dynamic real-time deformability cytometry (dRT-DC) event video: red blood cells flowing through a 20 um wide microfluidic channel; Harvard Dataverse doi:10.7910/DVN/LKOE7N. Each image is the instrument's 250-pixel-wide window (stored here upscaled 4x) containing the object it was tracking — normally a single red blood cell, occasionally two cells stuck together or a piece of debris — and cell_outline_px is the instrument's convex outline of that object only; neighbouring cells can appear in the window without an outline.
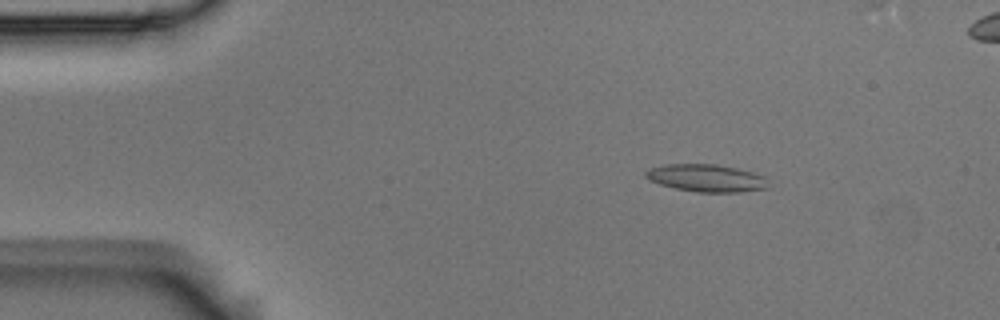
{"species": "Egyptian fruit bat (a non-hibernating species)", "species_latin": "Rousettus aegyptiacus", "temperature_condition": "room temperature", "stored_images_in_passage": 55, "segment_of_instrument_passage": [1, 2], "camera_frame_rate_fps": 3000, "um_per_image_px": 0.085, "animal": {"sex": "male"}, "frame": {"image": 1, "passage_image": 8, "time_ms": 2.333, "image_size_px": [1000, 320], "cell_outline_px": [[768, 188], [740, 192], [696, 192], [676, 188], [660, 184], [648, 180], [644, 176], [644, 172], [648, 168], [668, 164], [716, 164], [736, 168], [752, 172], [764, 176]], "centroid_in_image_um": [60.0, 15.13], "position_along_channel_um": 25.0, "area_um2": 19.59}}
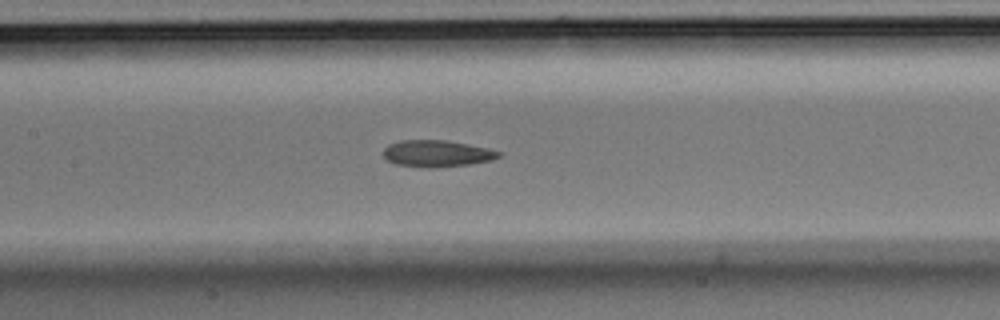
{"frame": {"image": 2, "passage_image": 25, "time_ms": 8.0, "image_size_px": [1000, 320], "cell_outline_px": [[504, 152], [500, 156], [492, 160], [468, 164], [432, 168], [428, 168], [396, 164], [388, 160], [384, 156], [384, 148], [388, 144], [400, 140], [444, 140], [468, 144], [488, 148]], "centroid_in_image_um": [37.15, 13.04], "position_along_channel_um": 170.2, "area_um2": 17.92}}
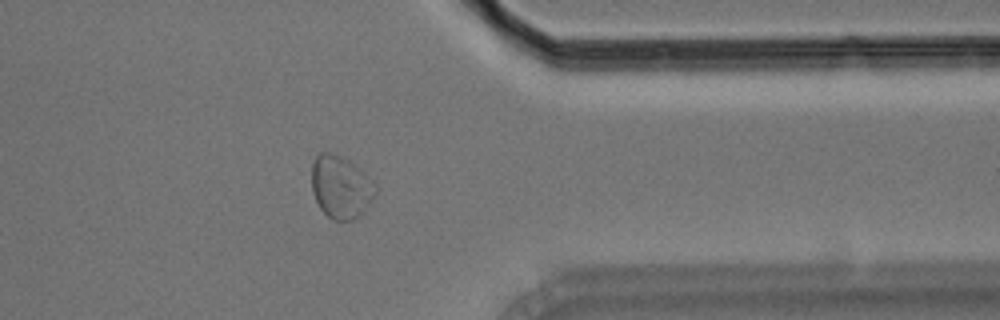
{"frame": {"image": 3, "passage_image": 43, "time_ms": 14.0, "image_size_px": [1000, 320], "cell_outline_px": [[376, 196], [360, 216], [352, 220], [332, 220], [320, 208], [312, 192], [312, 160], [320, 152], [328, 152], [340, 156], [348, 160], [372, 180], [376, 188]], "centroid_in_image_um": [28.96, 15.91], "position_along_channel_um": 382.4, "area_um2": 23.24}}